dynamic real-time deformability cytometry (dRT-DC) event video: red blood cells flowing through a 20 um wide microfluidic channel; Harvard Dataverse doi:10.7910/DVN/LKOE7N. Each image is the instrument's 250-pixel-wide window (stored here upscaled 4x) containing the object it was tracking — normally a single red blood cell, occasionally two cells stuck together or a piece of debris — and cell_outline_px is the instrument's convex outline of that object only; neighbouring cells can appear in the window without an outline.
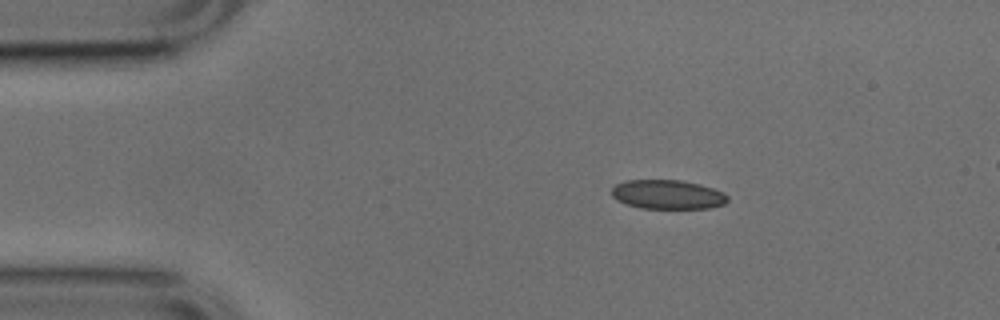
{"species": "common noctule bat (a hibernating species)", "species_latin": "Nyctalus noctula", "temperature_condition": "cold", "stored_images_in_passage": 45, "segment_of_instrument_passage": [1, 2], "camera_frame_rate_fps": 3000, "um_per_image_px": 0.085, "animal": {"sex": "male", "body_mass_g": 17.9, "forearm_length_mm": 54.2}, "frame": {"image": 1, "passage_image": 1, "time_ms": 0.0, "image_size_px": [1000, 320], "cell_outline_px": [[728, 200], [724, 204], [708, 208], [640, 208], [616, 200], [612, 196], [612, 188], [616, 184], [624, 180], [680, 180], [700, 184], [724, 192], [728, 196]], "centroid_in_image_um": [56.74, 16.52], "position_along_channel_um": 28.3, "area_um2": 19.71}}
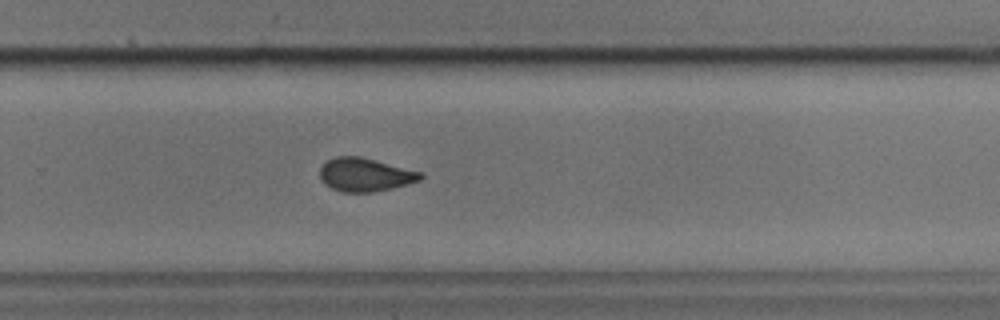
{"frame": {"image": 2, "passage_image": 26, "time_ms": 8.333, "image_size_px": [1000, 320], "cell_outline_px": [[424, 176], [420, 180], [408, 184], [392, 188], [372, 192], [344, 192], [332, 188], [324, 184], [320, 180], [320, 168], [328, 160], [336, 156], [360, 156], [424, 172]], "centroid_in_image_um": [31.06, 14.84], "position_along_channel_um": 298.7, "area_um2": 19.71}}
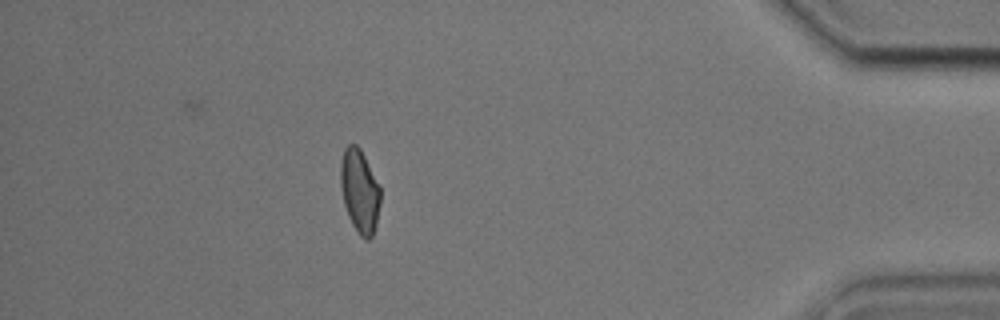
{"frame": {"image": 3, "passage_image": 38, "time_ms": 12.333, "image_size_px": [1000, 320], "cell_outline_px": [[380, 204], [376, 224], [372, 236], [368, 240], [364, 240], [360, 236], [352, 224], [348, 216], [344, 204], [340, 188], [340, 164], [344, 148], [348, 144], [356, 144], [360, 148], [380, 184]], "centroid_in_image_um": [30.57, 16.23], "position_along_channel_um": 404.6, "area_um2": 19.65}}